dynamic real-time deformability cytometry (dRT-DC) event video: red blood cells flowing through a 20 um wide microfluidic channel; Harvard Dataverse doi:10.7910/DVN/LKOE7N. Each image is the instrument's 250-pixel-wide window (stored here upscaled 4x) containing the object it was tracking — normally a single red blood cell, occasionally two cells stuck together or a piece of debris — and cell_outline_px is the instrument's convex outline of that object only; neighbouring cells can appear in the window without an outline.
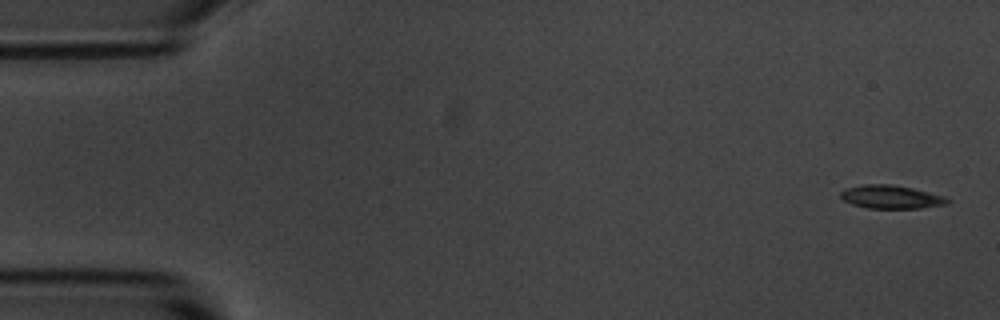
{"species": "common noctule bat (a hibernating species)", "species_latin": "Nyctalus noctula", "temperature_condition": "room temperature", "stored_images_in_passage": 6, "segment_of_instrument_passage": [1, 2], "camera_frame_rate_fps": 3000, "um_per_image_px": 0.085, "animal": {"sex": "male", "body_mass_g": 20.1, "forearm_length_mm": 53.5}, "frame": {"image": 1, "passage_image": 1, "time_ms": 0.0, "image_size_px": [1000, 320], "cell_outline_px": [[952, 200], [948, 204], [920, 208], [868, 208], [852, 204], [844, 200], [840, 196], [840, 192], [844, 188], [864, 184], [892, 184], [912, 188], [944, 196]], "centroid_in_image_um": [75.74, 16.73], "position_along_channel_um": 9.3, "area_um2": 14.57}}